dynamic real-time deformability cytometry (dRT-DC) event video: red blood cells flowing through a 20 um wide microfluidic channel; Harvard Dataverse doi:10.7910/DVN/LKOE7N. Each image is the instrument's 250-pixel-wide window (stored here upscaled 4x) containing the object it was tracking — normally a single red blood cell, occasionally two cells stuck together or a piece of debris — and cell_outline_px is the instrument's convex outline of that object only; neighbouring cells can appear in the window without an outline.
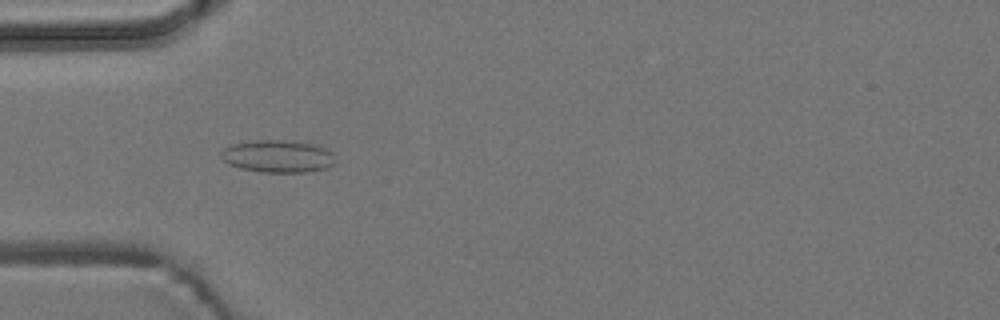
{"species": "common noctule bat (a hibernating species)", "species_latin": "Nyctalus noctula", "temperature_condition": "room temperature", "stored_images_in_passage": 8, "camera_frame_rate_fps": 3000, "um_per_image_px": 0.085, "animal": {"sex": "male", "body_mass_g": 19.2, "forearm_length_mm": 51.8}, "frame": {"image": 1, "passage_image": 4, "time_ms": 4.333, "image_size_px": [1000, 320], "cell_outline_px": [[336, 164], [324, 168], [308, 172], [260, 172], [240, 168], [228, 164], [220, 156], [220, 152], [228, 144], [248, 140], [284, 140], [312, 144], [328, 148], [332, 152], [336, 160]], "centroid_in_image_um": [23.59, 13.27], "position_along_channel_um": 61.4, "area_um2": 21.96}}
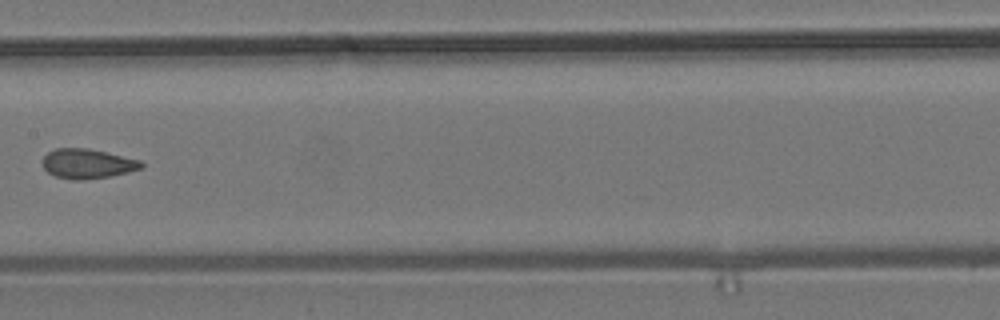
{"frame": {"image": 2, "passage_image": 7, "time_ms": 8.0, "image_size_px": [1000, 320], "cell_outline_px": [[144, 164], [140, 168], [128, 172], [108, 176], [80, 180], [72, 180], [56, 176], [48, 172], [44, 168], [44, 156], [48, 152], [56, 148], [88, 148], [140, 160]], "centroid_in_image_um": [7.42, 13.91], "position_along_channel_um": 200.0, "area_um2": 16.76}}
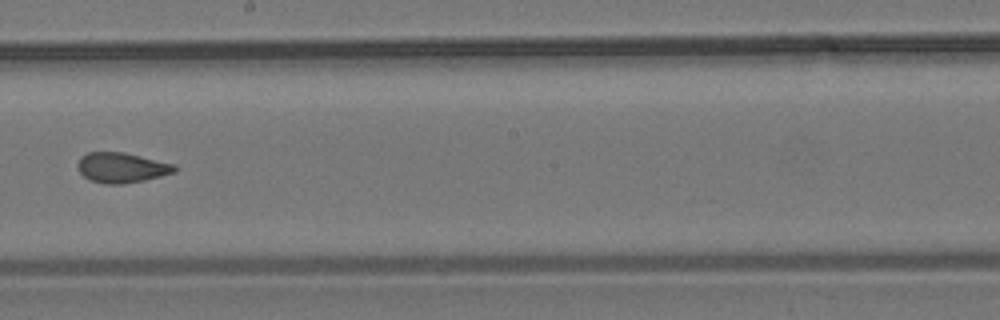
{"frame": {"image": 3, "passage_image": 8, "time_ms": 9.0, "image_size_px": [1000, 320], "cell_outline_px": [[176, 172], [144, 180], [120, 184], [104, 184], [88, 180], [80, 172], [76, 164], [80, 156], [88, 152], [124, 152], [176, 164]], "centroid_in_image_um": [10.32, 14.24], "position_along_channel_um": 237.9, "area_um2": 17.17}}